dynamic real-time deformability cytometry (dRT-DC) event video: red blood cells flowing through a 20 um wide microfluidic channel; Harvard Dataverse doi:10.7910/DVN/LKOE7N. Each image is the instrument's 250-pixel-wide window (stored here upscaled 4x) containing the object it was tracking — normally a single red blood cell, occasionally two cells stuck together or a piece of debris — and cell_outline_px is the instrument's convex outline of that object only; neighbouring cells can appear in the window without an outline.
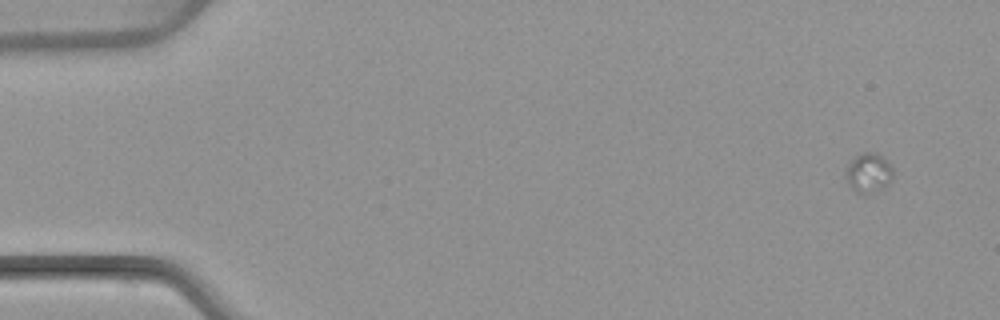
{"species": "common noctule bat (a hibernating species)", "species_latin": "Nyctalus noctula", "temperature_condition": "warm", "stored_images_in_passage": 4, "camera_frame_rate_fps": 3000, "um_per_image_px": 0.085, "animal": {"sex": "female", "body_mass_g": 22.7, "forearm_length_mm": 54.2}, "frame": {"image": 1, "passage_image": 1, "time_ms": 0.0, "image_size_px": [1000, 320], "cell_outline_px": [[892, 180], [884, 188], [868, 196], [864, 196], [856, 192], [848, 184], [844, 176], [844, 172], [848, 164], [860, 152], [876, 152], [892, 164]], "centroid_in_image_um": [73.82, 14.73], "position_along_channel_um": 11.2, "area_um2": 11.39}}